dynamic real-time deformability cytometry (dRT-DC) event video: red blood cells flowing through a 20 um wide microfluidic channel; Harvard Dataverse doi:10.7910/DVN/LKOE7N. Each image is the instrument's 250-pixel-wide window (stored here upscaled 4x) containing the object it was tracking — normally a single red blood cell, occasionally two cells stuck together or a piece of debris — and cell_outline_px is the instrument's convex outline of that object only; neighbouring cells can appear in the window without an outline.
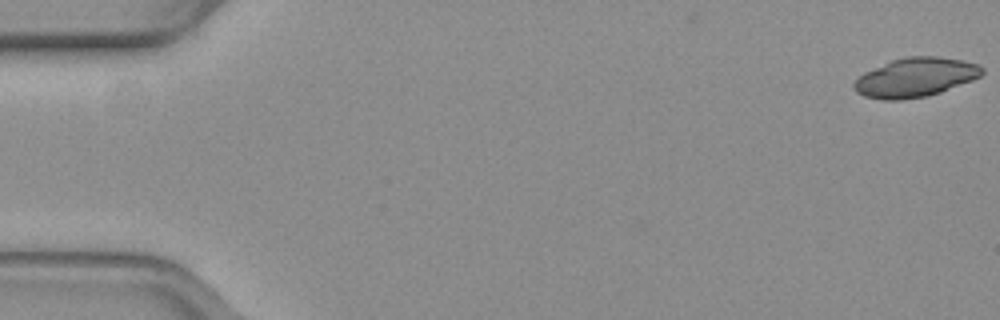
{"species": "common noctule bat (a hibernating species)", "species_latin": "Nyctalus noctula", "temperature_condition": "warm", "stored_images_in_passage": 29, "camera_frame_rate_fps": 3000, "um_per_image_px": 0.085, "animal": {"sex": "female", "body_mass_g": 19.3, "forearm_length_mm": 54.1}, "frame": {"image": 1, "passage_image": 1, "time_ms": 0.0, "image_size_px": [1000, 320], "cell_outline_px": [[984, 72], [980, 76], [972, 80], [940, 92], [928, 96], [900, 100], [884, 100], [864, 96], [856, 92], [852, 88], [852, 84], [864, 72], [892, 60], [904, 56], [936, 56], [960, 60], [976, 64], [984, 68]], "centroid_in_image_um": [77.78, 6.58], "position_along_channel_um": 7.2, "area_um2": 29.13}}